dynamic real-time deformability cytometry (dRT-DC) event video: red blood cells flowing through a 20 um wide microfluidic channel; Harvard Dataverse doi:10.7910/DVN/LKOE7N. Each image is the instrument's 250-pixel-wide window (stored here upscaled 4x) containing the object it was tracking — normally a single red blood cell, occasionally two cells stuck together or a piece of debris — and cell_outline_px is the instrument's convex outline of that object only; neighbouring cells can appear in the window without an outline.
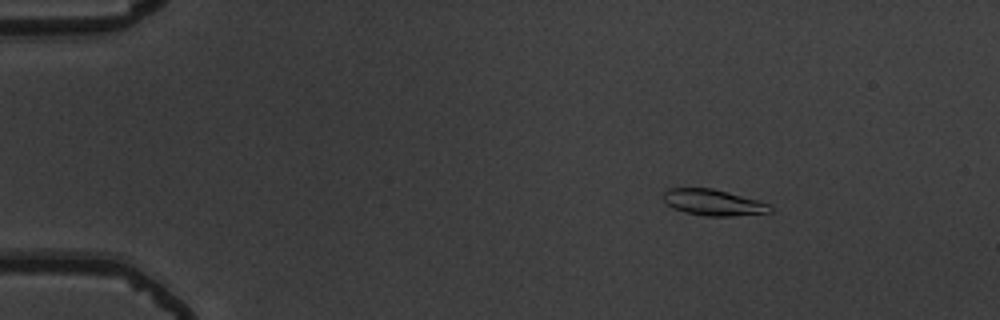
{"species": "common noctule bat (a hibernating species)", "species_latin": "Nyctalus noctula", "temperature_condition": "warm", "stored_images_in_passage": 54, "camera_frame_rate_fps": 3000, "um_per_image_px": 0.085, "animal": {"sex": "male", "body_mass_g": 19.5, "forearm_length_mm": 54.6}, "frame": {"image": 1, "passage_image": 7, "time_ms": 2.0, "image_size_px": [1000, 320], "cell_outline_px": [[772, 212], [732, 216], [704, 216], [684, 212], [672, 208], [660, 196], [660, 192], [668, 188], [712, 188], [760, 200], [768, 204], [772, 208]], "centroid_in_image_um": [60.58, 17.2], "position_along_channel_um": 24.4, "area_um2": 16.53}}
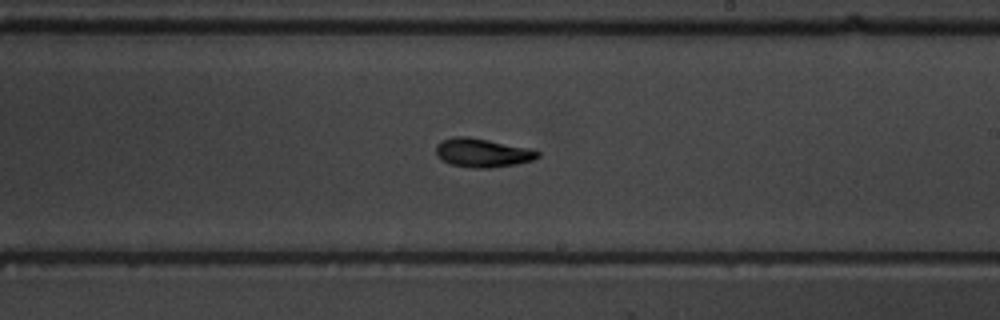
{"frame": {"image": 2, "passage_image": 32, "time_ms": 10.333, "image_size_px": [1000, 320], "cell_outline_px": [[540, 156], [532, 160], [516, 164], [492, 168], [476, 168], [448, 164], [440, 160], [436, 156], [436, 144], [444, 140], [456, 136], [468, 136], [532, 148], [540, 152]], "centroid_in_image_um": [41.01, 12.99], "position_along_channel_um": 248.0, "area_um2": 17.28}}
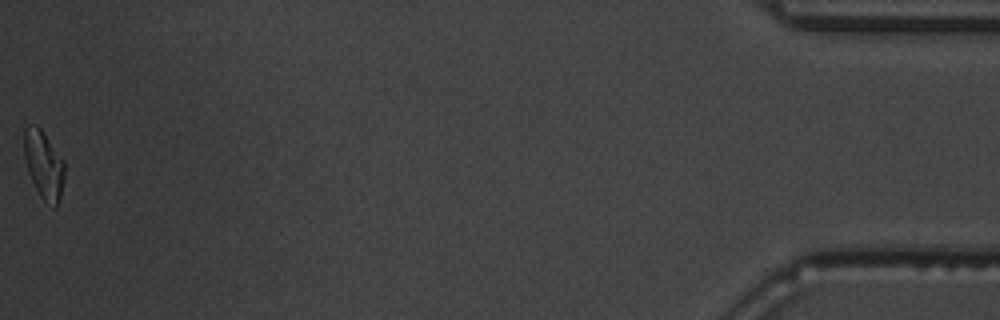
{"frame": {"image": 3, "passage_image": 54, "time_ms": 17.667, "image_size_px": [1000, 320], "cell_outline_px": [[64, 176], [60, 196], [56, 208], [52, 208], [40, 196], [28, 172], [24, 156], [24, 128], [28, 124], [36, 124], [40, 128], [64, 160]], "centroid_in_image_um": [3.71, 13.99], "position_along_channel_um": 431.5, "area_um2": 16.01}, "authors_computed_cell_mechanics": {"area_um2": 16.3863, "velocity_mm_per_s": 3.7364, "shape_relaxation_time_tau1_ms": 2.7853, "shape_relaxation_time_tau2_ms": 2.9909, "deformation_change_tau1": 0.1249, "deformation_change_tau2": 0.0778}}